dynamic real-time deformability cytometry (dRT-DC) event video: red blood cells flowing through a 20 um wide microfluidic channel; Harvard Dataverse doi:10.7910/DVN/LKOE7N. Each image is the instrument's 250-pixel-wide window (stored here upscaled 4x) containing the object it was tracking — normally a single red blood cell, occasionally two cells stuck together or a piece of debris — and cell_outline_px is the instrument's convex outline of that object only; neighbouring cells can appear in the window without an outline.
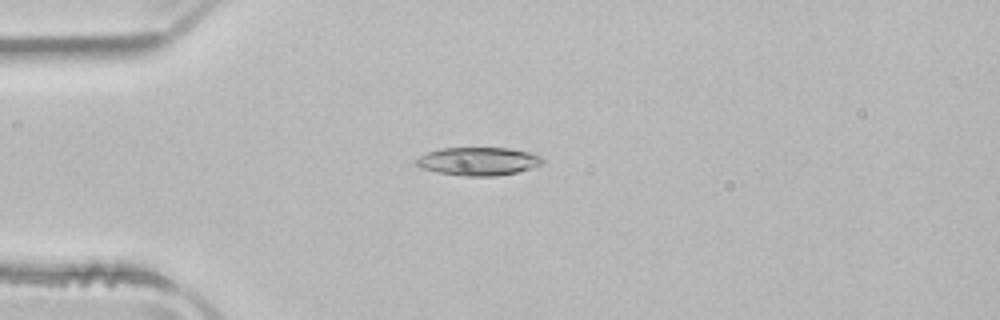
{"species": "common noctule bat (a hibernating species)", "species_latin": "Nyctalus noctula", "temperature_condition": "room temperature", "stored_images_in_passage": 42, "camera_frame_rate_fps": 3000, "um_per_image_px": 0.085, "animal": {"sex": "male", "body_mass_g": 21.5, "forearm_length_mm": 52.0}, "frame": {"image": 1, "passage_image": 4, "time_ms": 1.0, "image_size_px": [1000, 320], "cell_outline_px": [[544, 160], [540, 164], [532, 168], [516, 172], [496, 176], [464, 176], [436, 172], [420, 168], [416, 164], [416, 160], [420, 156], [428, 152], [440, 148], [508, 148], [532, 152], [540, 156]], "centroid_in_image_um": [40.65, 13.71], "position_along_channel_um": 44.3, "area_um2": 20.75}}
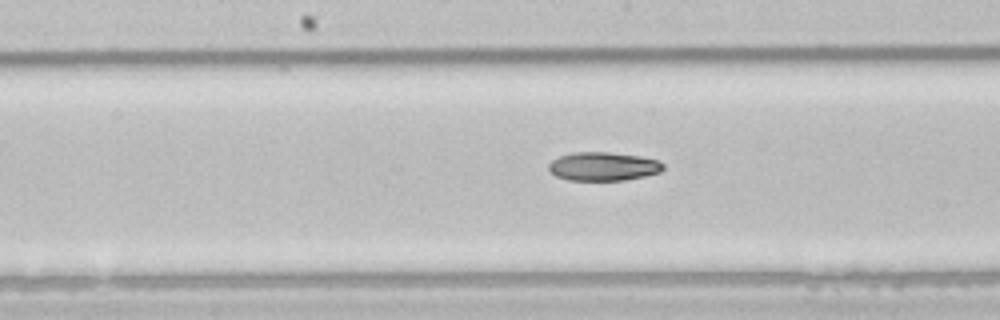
{"frame": {"image": 2, "passage_image": 17, "time_ms": 5.333, "image_size_px": [1000, 320], "cell_outline_px": [[664, 168], [660, 172], [644, 176], [624, 180], [568, 180], [556, 176], [548, 168], [548, 164], [552, 160], [560, 156], [572, 152], [608, 152], [640, 156], [656, 160], [664, 164]], "centroid_in_image_um": [51.26, 14.14], "position_along_channel_um": 196.9, "area_um2": 19.02}}
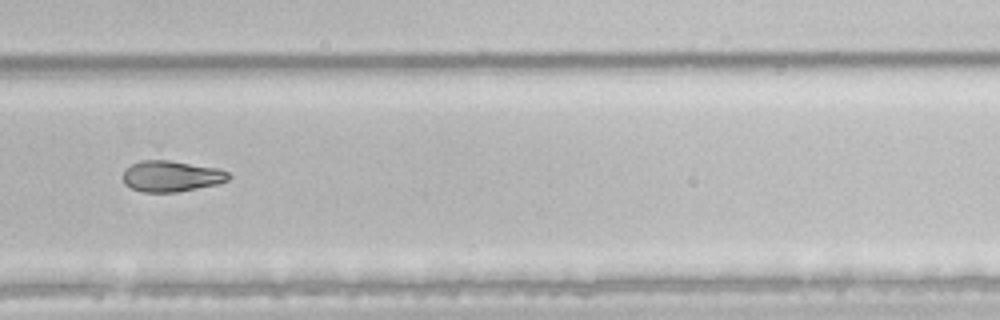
{"frame": {"image": 3, "passage_image": 26, "time_ms": 8.333, "image_size_px": [1000, 320], "cell_outline_px": [[232, 176], [228, 180], [220, 184], [176, 192], [140, 192], [124, 184], [124, 172], [132, 164], [140, 160], [168, 160], [220, 168], [228, 172]], "centroid_in_image_um": [14.61, 14.98], "position_along_channel_um": 315.2, "area_um2": 19.19}, "authors_computed_cell_mechanics": {"area_um2": 19.9988, "velocity_mm_per_s": 3.9723, "shape_relaxation_time_tau1_ms": 5.7908, "shape_relaxation_time_tau2_ms": 10.4511, "deformation_change_tau1": 0.1745, "deformation_change_tau2": 0.2356}}